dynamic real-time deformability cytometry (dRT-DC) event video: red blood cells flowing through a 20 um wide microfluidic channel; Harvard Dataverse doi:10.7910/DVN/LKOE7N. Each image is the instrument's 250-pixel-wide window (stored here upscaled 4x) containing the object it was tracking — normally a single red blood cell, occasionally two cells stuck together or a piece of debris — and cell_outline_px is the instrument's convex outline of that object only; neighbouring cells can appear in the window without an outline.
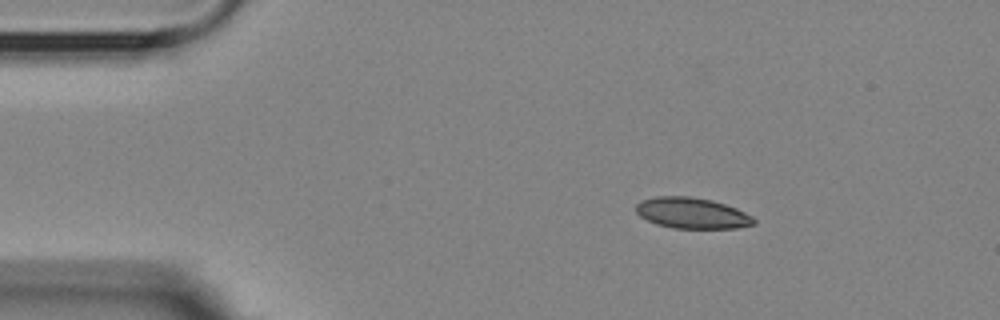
{"species": "Egyptian fruit bat (a non-hibernating species)", "species_latin": "Rousettus aegyptiacus", "temperature_condition": "room temperature", "stored_images_in_passage": 4, "camera_frame_rate_fps": 3000, "um_per_image_px": 0.085, "animal": {"sex": "female"}, "frame": {"image": 1, "passage_image": 1, "time_ms": 0.0, "image_size_px": [1000, 320], "cell_outline_px": [[756, 224], [736, 228], [672, 228], [656, 224], [640, 216], [636, 212], [636, 204], [640, 200], [656, 196], [688, 196], [712, 200], [736, 208], [752, 216], [756, 220]], "centroid_in_image_um": [58.81, 18.11], "position_along_channel_um": 26.2, "area_um2": 21.27}}
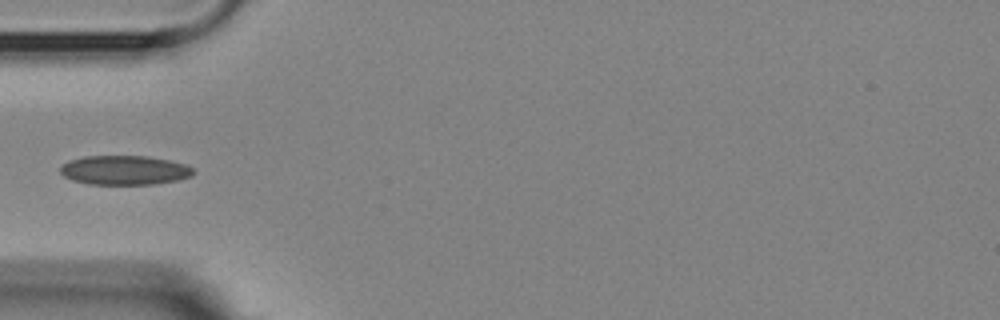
{"frame": {"image": 2, "passage_image": 4, "time_ms": 3.0, "image_size_px": [1000, 320], "cell_outline_px": [[196, 172], [192, 176], [176, 180], [152, 184], [88, 184], [72, 180], [64, 176], [60, 172], [60, 168], [68, 160], [84, 156], [148, 156], [172, 160], [188, 164]], "centroid_in_image_um": [10.61, 14.45], "position_along_channel_um": 74.4, "area_um2": 22.89}}